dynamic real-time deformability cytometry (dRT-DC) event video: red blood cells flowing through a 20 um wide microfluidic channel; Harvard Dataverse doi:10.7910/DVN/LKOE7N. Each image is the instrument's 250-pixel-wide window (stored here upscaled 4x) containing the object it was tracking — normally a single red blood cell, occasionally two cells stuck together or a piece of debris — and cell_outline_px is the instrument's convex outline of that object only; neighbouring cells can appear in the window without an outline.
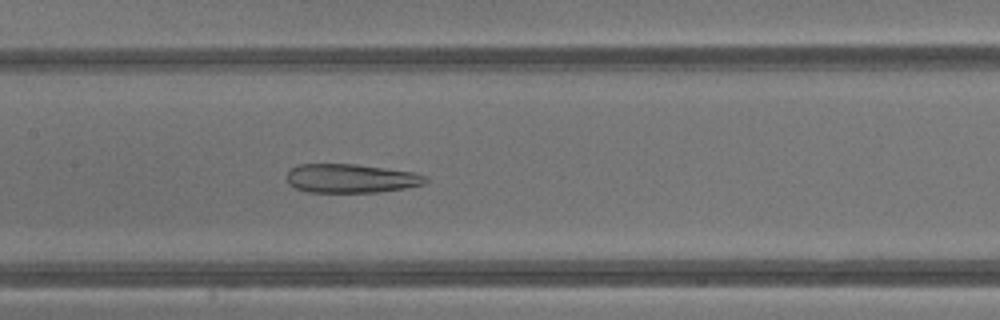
{"species": "common noctule bat (a hibernating species)", "species_latin": "Nyctalus noctula", "temperature_condition": "warm", "stored_images_in_passage": 40, "camera_frame_rate_fps": 3000, "um_per_image_px": 0.085, "animal": {"sex": "male", "body_mass_g": 13.3}, "frame": {"image": 1, "passage_image": 19, "time_ms": 6.0, "image_size_px": [1000, 320], "cell_outline_px": [[428, 180], [424, 184], [404, 188], [376, 192], [308, 192], [296, 188], [288, 184], [288, 172], [292, 168], [300, 164], [356, 164], [412, 172], [428, 176]], "centroid_in_image_um": [29.84, 15.16], "position_along_channel_um": 177.6, "area_um2": 23.18}}
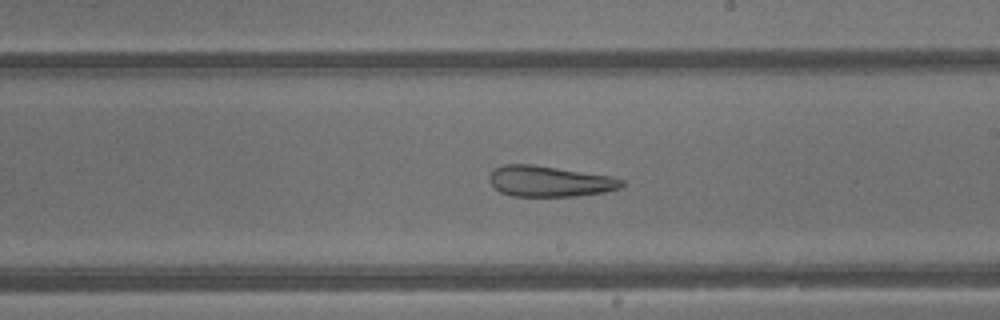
{"frame": {"image": 2, "passage_image": 23, "time_ms": 7.333, "image_size_px": [1000, 320], "cell_outline_px": [[624, 184], [620, 188], [604, 192], [576, 196], [512, 196], [500, 192], [488, 180], [488, 176], [492, 168], [504, 164], [532, 164], [612, 176], [624, 180]], "centroid_in_image_um": [46.68, 15.4], "position_along_channel_um": 242.3, "area_um2": 23.93}}
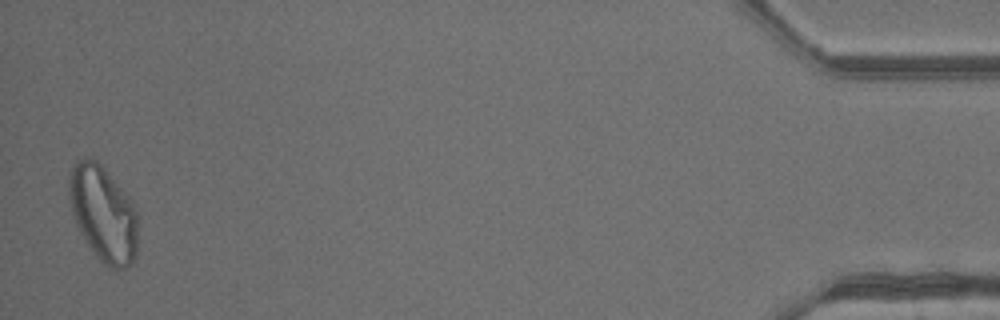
{"frame": {"image": 3, "passage_image": 40, "time_ms": 13.0, "image_size_px": [1000, 320], "cell_outline_px": [[136, 252], [132, 260], [124, 268], [116, 272], [104, 264], [96, 256], [84, 240], [76, 224], [72, 212], [68, 196], [68, 172], [72, 164], [76, 160], [96, 160], [104, 168], [128, 196], [136, 212]], "centroid_in_image_um": [8.72, 18.17], "position_along_channel_um": 426.5, "area_um2": 38.15}}